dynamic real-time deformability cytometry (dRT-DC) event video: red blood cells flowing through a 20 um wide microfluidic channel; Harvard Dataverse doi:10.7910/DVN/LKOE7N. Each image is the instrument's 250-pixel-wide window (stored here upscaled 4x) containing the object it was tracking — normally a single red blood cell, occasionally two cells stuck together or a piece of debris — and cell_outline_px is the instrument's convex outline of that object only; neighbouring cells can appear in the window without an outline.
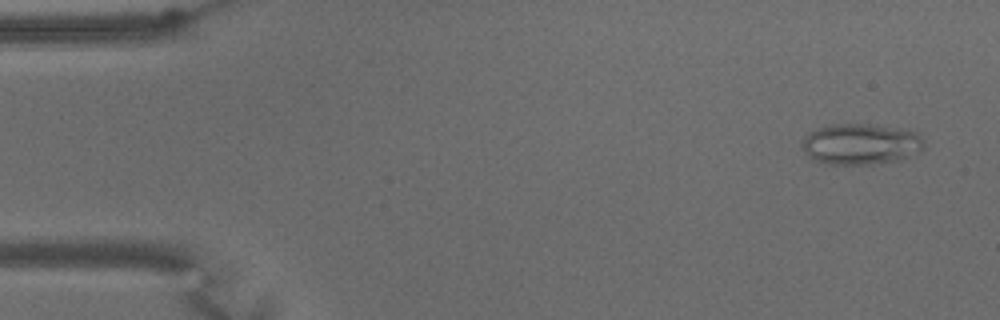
{"species": "common noctule bat (a hibernating species)", "species_latin": "Nyctalus noctula", "temperature_condition": "warm", "stored_images_in_passage": 61, "camera_frame_rate_fps": 3000, "um_per_image_px": 0.085, "animal": {"sex": "male", "body_mass_g": 15.6}, "frame": {"image": 1, "passage_image": 3, "time_ms": 0.667, "image_size_px": [1000, 320], "cell_outline_px": [[924, 144], [920, 152], [896, 160], [868, 164], [832, 164], [812, 160], [808, 156], [804, 148], [804, 140], [808, 132], [832, 124], [868, 124], [908, 128], [916, 132], [924, 140]], "centroid_in_image_um": [73.21, 12.23], "position_along_channel_um": 11.8, "area_um2": 28.96}}
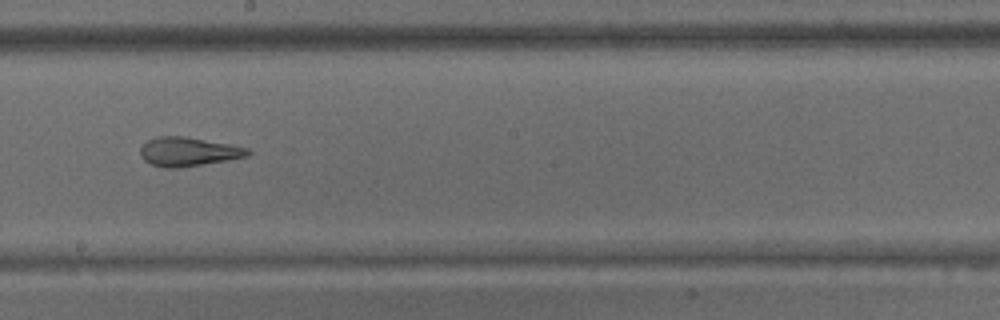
{"frame": {"image": 2, "passage_image": 34, "time_ms": 11.0, "image_size_px": [1000, 320], "cell_outline_px": [[252, 152], [248, 156], [228, 160], [180, 168], [164, 168], [152, 164], [144, 160], [140, 156], [140, 148], [148, 140], [156, 136], [184, 136], [228, 144], [248, 148]], "centroid_in_image_um": [15.99, 12.9], "position_along_channel_um": 232.2, "area_um2": 18.15}}
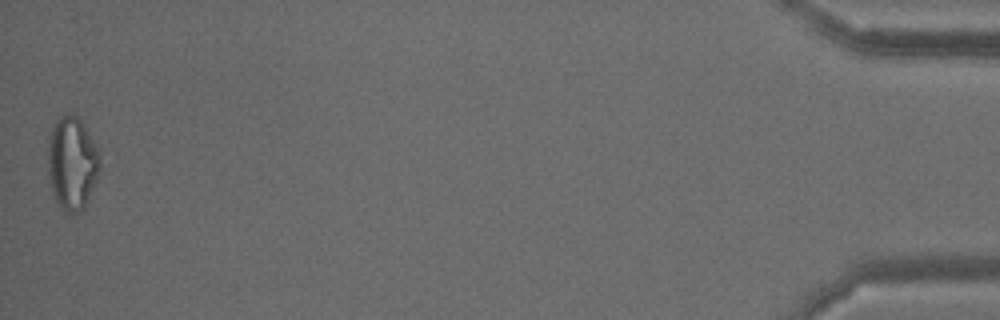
{"frame": {"image": 3, "passage_image": 61, "time_ms": 20.0, "image_size_px": [1000, 320], "cell_outline_px": [[100, 168], [96, 180], [84, 208], [80, 212], [72, 216], [68, 216], [64, 212], [56, 200], [52, 192], [48, 172], [48, 140], [52, 128], [56, 120], [60, 116], [68, 112], [72, 112], [80, 120], [88, 132], [100, 156]], "centroid_in_image_um": [6.11, 13.9], "position_along_channel_um": 429.1, "area_um2": 28.38}, "authors_computed_cell_mechanics": {"area_um2": 23.12, "velocity_mm_per_s": 3.2485, "shape_relaxation_time_tau1_ms": null, "shape_relaxation_time_tau2_ms": 1.9724, "deformation_change_tau1": null, "deformation_change_tau2": 0.112}}